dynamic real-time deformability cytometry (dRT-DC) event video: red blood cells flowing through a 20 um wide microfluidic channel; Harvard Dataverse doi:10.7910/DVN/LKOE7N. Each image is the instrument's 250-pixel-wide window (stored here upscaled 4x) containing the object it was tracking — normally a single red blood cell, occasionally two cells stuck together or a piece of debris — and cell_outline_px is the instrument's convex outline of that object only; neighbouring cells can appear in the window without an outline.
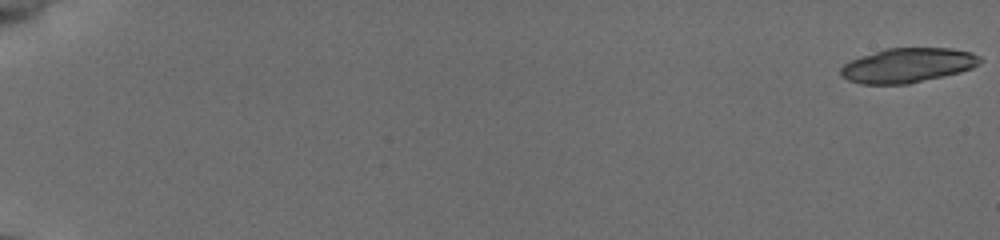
{"species": "common noctule bat (a hibernating species)", "species_latin": "Nyctalus noctula", "temperature_condition": "cold", "stored_images_in_passage": 25, "camera_frame_rate_fps": 3000, "um_per_image_px": 0.085, "animal": {"sex": "female", "body_mass_g": 19.5, "forearm_length_mm": 54.1}, "frame": {"image": 1, "passage_image": 1, "time_ms": 0.0, "image_size_px": [1000, 240], "cell_outline_px": [[984, 60], [980, 64], [972, 68], [960, 72], [908, 84], [860, 84], [848, 80], [840, 76], [840, 68], [844, 64], [852, 60], [884, 48], [952, 48], [972, 52], [980, 56]], "centroid_in_image_um": [77.18, 5.55], "position_along_channel_um": 7.8, "area_um2": 28.15}}
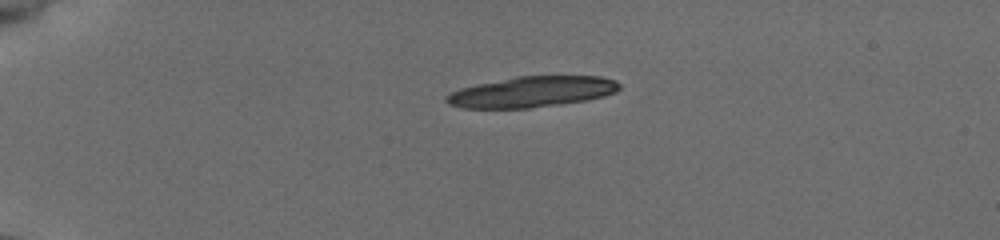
{"frame": {"image": 2, "passage_image": 15, "time_ms": 4.667, "image_size_px": [1000, 240], "cell_outline_px": [[620, 88], [616, 92], [604, 96], [584, 100], [528, 108], [464, 108], [448, 104], [444, 100], [444, 96], [460, 88], [476, 84], [516, 76], [600, 76], [616, 80], [620, 84]], "centroid_in_image_um": [45.19, 7.79], "position_along_channel_um": 39.8, "area_um2": 30.92}}